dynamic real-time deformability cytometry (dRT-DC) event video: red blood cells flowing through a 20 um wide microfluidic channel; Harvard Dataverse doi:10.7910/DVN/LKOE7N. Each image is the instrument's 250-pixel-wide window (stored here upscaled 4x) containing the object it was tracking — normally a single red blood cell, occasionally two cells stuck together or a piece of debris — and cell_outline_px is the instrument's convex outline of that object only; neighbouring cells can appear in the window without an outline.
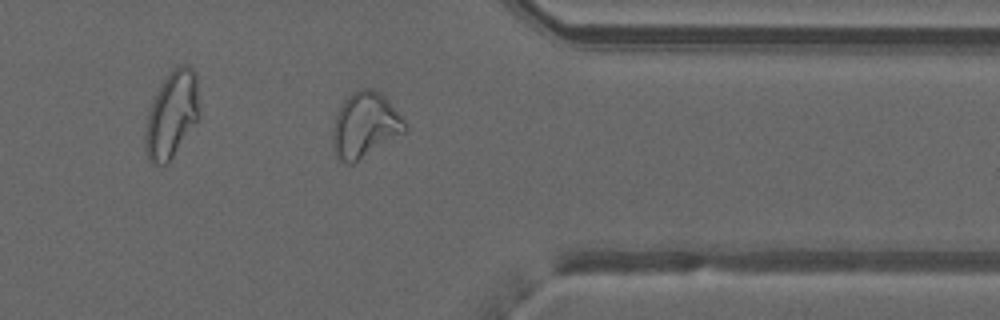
{"species": "common noctule bat (a hibernating species)", "species_latin": "Nyctalus noctula", "temperature_condition": "warm", "stored_images_in_passage": 35, "camera_frame_rate_fps": 3000, "um_per_image_px": 0.085, "animal": {"sex": "male", "forearm_length_mm": 52.5}, "frame": {"image": 1, "passage_image": 25, "time_ms": 8.0, "image_size_px": [1000, 320], "cell_outline_px": [[408, 128], [404, 132], [352, 164], [344, 164], [336, 160], [332, 148], [332, 128], [336, 116], [344, 100], [356, 88], [372, 88], [380, 92], [388, 100], [404, 120]], "centroid_in_image_um": [30.98, 10.64], "position_along_channel_um": 380.4, "area_um2": 27.51}}